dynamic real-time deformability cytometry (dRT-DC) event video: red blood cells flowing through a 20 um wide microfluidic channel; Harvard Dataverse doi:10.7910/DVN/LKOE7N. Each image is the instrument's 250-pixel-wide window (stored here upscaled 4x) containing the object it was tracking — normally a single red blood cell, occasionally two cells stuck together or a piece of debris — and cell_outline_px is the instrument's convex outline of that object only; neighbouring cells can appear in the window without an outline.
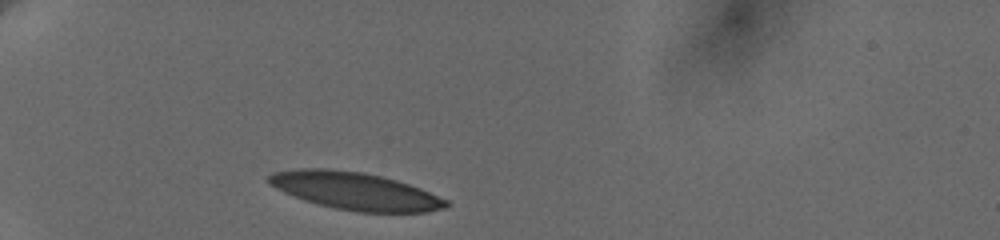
{"species": "human", "species_latin": "Homo sapiens", "temperature_condition": "cold", "stored_images_in_passage": 28, "camera_frame_rate_fps": 3000, "um_per_image_px": 0.085, "donor": {"sex": "female"}, "frame": {"image": 1, "passage_image": 1, "time_ms": 0.0, "image_size_px": [1000, 240], "cell_outline_px": [[452, 204], [448, 208], [428, 212], [356, 212], [316, 204], [304, 200], [284, 192], [268, 184], [268, 176], [272, 172], [300, 168], [324, 168], [364, 172], [396, 180], [420, 188], [448, 200]], "centroid_in_image_um": [30.21, 16.24], "position_along_channel_um": 54.8, "area_um2": 38.9}}
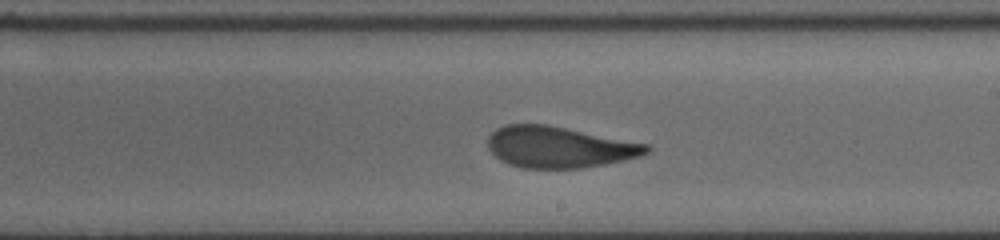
{"frame": {"image": 2, "passage_image": 15, "time_ms": 6.0, "image_size_px": [1000, 240], "cell_outline_px": [[652, 152], [640, 156], [624, 160], [604, 164], [580, 168], [524, 168], [508, 164], [500, 160], [488, 148], [488, 136], [496, 128], [508, 124], [548, 124], [648, 144], [652, 148]], "centroid_in_image_um": [47.54, 12.5], "position_along_channel_um": 241.5, "area_um2": 38.26}}
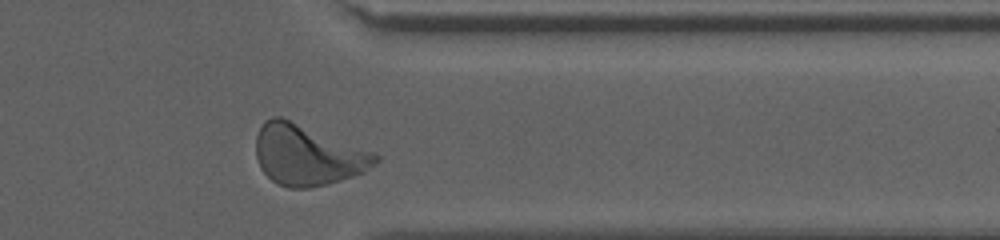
{"frame": {"image": 3, "passage_image": 26, "time_ms": 10.0, "image_size_px": [1000, 240], "cell_outline_px": [[380, 160], [364, 172], [328, 184], [308, 188], [288, 188], [276, 184], [260, 168], [256, 156], [256, 136], [264, 120], [272, 116], [280, 116], [372, 152], [380, 156]], "centroid_in_image_um": [26.1, 13.19], "position_along_channel_um": 385.3, "area_um2": 41.79}, "authors_computed_cell_mechanics": {"area_um2": 38.6393, "velocity_mm_per_s": 3.6269, "shape_relaxation_time_tau1_ms": 4.7385, "shape_relaxation_time_tau2_ms": 1.2768, "deformation_change_tau1": 0.1663, "deformation_change_tau2": 0.0786}}